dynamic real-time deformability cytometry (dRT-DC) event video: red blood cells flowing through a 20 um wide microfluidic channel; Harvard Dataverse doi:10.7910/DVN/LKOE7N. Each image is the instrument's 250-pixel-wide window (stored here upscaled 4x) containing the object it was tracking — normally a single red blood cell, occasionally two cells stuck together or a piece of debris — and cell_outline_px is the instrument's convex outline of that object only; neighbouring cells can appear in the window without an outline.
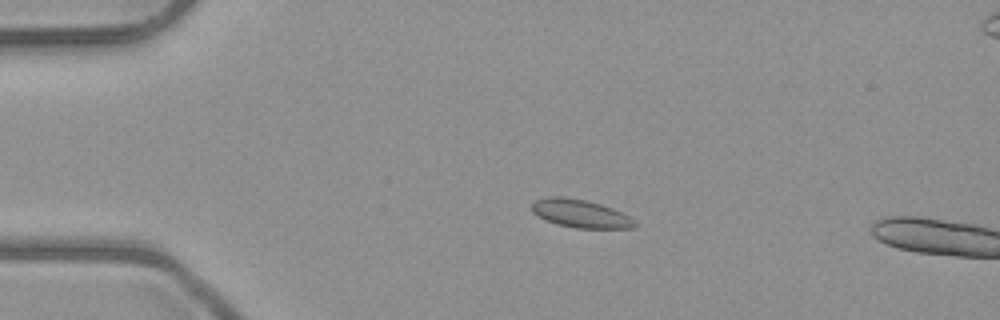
{"species": "common noctule bat (a hibernating species)", "species_latin": "Nyctalus noctula", "temperature_condition": "room temperature", "stored_images_in_passage": 4, "camera_frame_rate_fps": 3000, "um_per_image_px": 0.085, "animal": {"sex": "male", "body_mass_g": 23.1, "forearm_length_mm": 52.7}, "frame": {"image": 1, "passage_image": 3, "time_ms": 2.333, "image_size_px": [1000, 320], "cell_outline_px": [[636, 228], [576, 228], [556, 224], [544, 220], [536, 216], [532, 212], [532, 204], [536, 200], [548, 196], [564, 196], [584, 200], [600, 204], [612, 208], [636, 220]], "centroid_in_image_um": [49.31, 18.16], "position_along_channel_um": 35.7, "area_um2": 16.94}}